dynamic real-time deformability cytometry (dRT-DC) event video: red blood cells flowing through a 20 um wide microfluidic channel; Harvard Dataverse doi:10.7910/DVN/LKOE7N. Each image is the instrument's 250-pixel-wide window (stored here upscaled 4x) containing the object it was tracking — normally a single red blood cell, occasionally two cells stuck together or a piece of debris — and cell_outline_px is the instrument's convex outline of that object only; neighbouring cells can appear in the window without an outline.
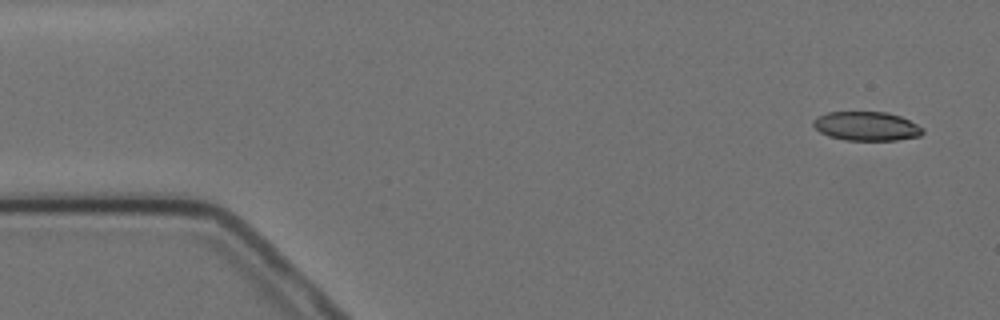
{"species": "Egyptian fruit bat (a non-hibernating species)", "species_latin": "Rousettus aegyptiacus", "temperature_condition": "cold", "stored_images_in_passage": 7, "camera_frame_rate_fps": 3000, "um_per_image_px": 0.085, "animal": {"sex": "female"}, "frame": {"image": 1, "passage_image": 1, "time_ms": 0.0, "image_size_px": [1000, 320], "cell_outline_px": [[924, 132], [920, 136], [896, 140], [844, 140], [828, 136], [820, 132], [812, 124], [812, 120], [828, 112], [888, 112], [900, 116], [924, 128]], "centroid_in_image_um": [73.66, 10.73], "position_along_channel_um": 11.3, "area_um2": 18.5}}
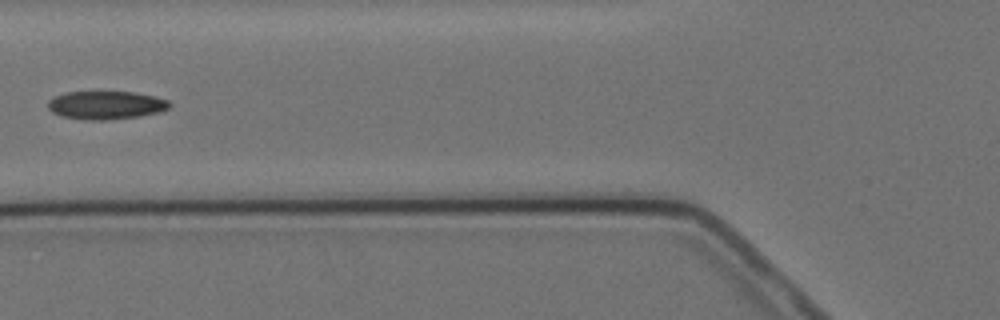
{"frame": {"image": 2, "passage_image": 6, "time_ms": 6.0, "image_size_px": [1000, 320], "cell_outline_px": [[172, 104], [168, 108], [160, 112], [140, 116], [100, 120], [84, 120], [60, 116], [52, 112], [48, 108], [48, 100], [56, 96], [68, 92], [132, 92], [156, 96], [168, 100]], "centroid_in_image_um": [9.01, 8.94], "position_along_channel_um": 116.8, "area_um2": 20.0}}
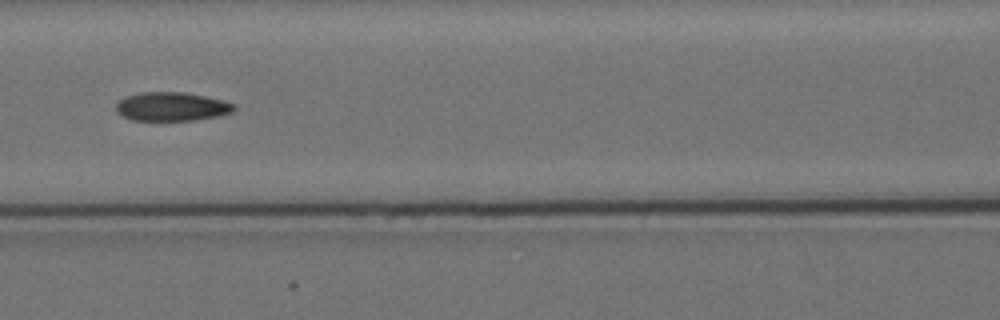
{"frame": {"image": 3, "passage_image": 7, "time_ms": 7.0, "image_size_px": [1000, 320], "cell_outline_px": [[236, 108], [232, 112], [220, 116], [196, 120], [132, 120], [124, 116], [116, 108], [116, 104], [124, 96], [140, 92], [184, 92], [224, 100], [236, 104]], "centroid_in_image_um": [14.64, 9.05], "position_along_channel_um": 152.0, "area_um2": 19.83}}